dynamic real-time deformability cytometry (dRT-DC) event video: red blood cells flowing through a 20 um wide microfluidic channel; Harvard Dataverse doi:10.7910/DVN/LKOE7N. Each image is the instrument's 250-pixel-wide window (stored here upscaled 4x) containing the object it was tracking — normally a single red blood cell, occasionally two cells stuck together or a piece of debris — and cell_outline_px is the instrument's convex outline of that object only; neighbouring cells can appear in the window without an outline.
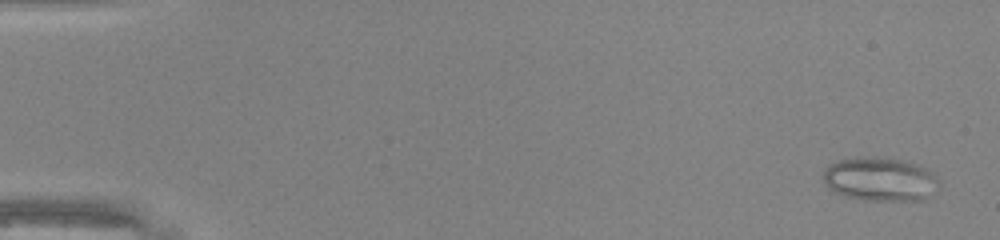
{"species": "common noctule bat (a hibernating species)", "species_latin": "Nyctalus noctula", "temperature_condition": "warm", "stored_images_in_passage": 47, "camera_frame_rate_fps": 3000, "um_per_image_px": 0.085, "animal": {"sex": "male", "body_mass_g": 20.0, "forearm_length_mm": 53.3}, "frame": {"image": 1, "passage_image": 1, "time_ms": 0.0, "image_size_px": [1000, 240], "cell_outline_px": [[940, 188], [920, 200], [864, 200], [832, 192], [828, 188], [824, 180], [824, 172], [828, 164], [840, 160], [856, 156], [876, 156], [900, 160], [920, 164], [932, 172], [940, 180]], "centroid_in_image_um": [74.82, 15.21], "position_along_channel_um": 10.2, "area_um2": 29.82}}
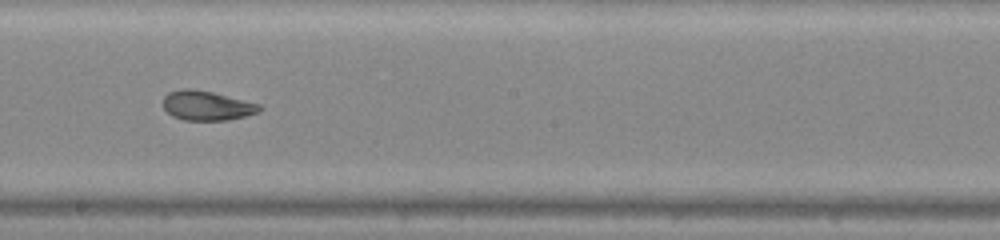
{"frame": {"image": 2, "passage_image": 27, "time_ms": 8.667, "image_size_px": [1000, 240], "cell_outline_px": [[264, 108], [260, 112], [228, 120], [184, 120], [172, 116], [164, 108], [164, 96], [168, 92], [180, 88], [192, 88], [212, 92], [260, 104]], "centroid_in_image_um": [17.59, 8.97], "position_along_channel_um": 230.6, "area_um2": 16.65}}
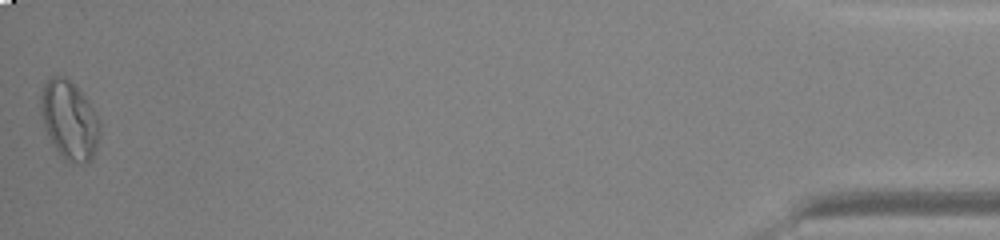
{"frame": {"image": 3, "passage_image": 47, "time_ms": 15.333, "image_size_px": [1000, 240], "cell_outline_px": [[100, 132], [96, 148], [92, 160], [88, 164], [68, 164], [64, 160], [52, 144], [44, 128], [40, 112], [40, 96], [44, 84], [52, 76], [64, 76], [84, 96], [100, 120]], "centroid_in_image_um": [5.89, 10.28], "position_along_channel_um": 429.3, "area_um2": 27.34}, "authors_computed_cell_mechanics": {"area_um2": 19.9988, "velocity_mm_per_s": 4.3197, "shape_relaxation_time_tau1_ms": null, "shape_relaxation_time_tau2_ms": 1.182, "deformation_change_tau1": null, "deformation_change_tau2": 0.069}}